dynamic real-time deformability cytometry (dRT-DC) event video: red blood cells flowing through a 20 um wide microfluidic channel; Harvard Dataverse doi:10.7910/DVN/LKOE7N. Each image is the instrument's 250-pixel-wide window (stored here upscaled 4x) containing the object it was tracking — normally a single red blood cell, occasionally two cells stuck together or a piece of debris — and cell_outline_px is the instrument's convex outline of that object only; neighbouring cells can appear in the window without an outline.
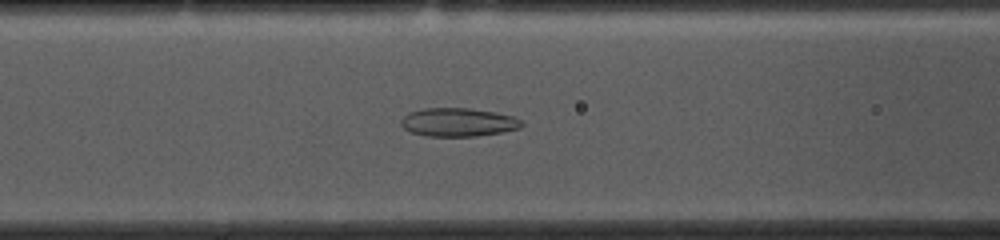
{"species": "common noctule bat (a hibernating species)", "species_latin": "Nyctalus noctula", "temperature_condition": "cold", "stored_images_in_passage": 49, "camera_frame_rate_fps": 3000, "um_per_image_px": 0.085, "animal": {"sex": "female", "body_mass_g": 10.0, "forearm_length_mm": 53.1}, "frame": {"image": 1, "passage_image": 16, "time_ms": 5.0, "image_size_px": [1000, 240], "cell_outline_px": [[524, 124], [520, 128], [500, 132], [476, 136], [428, 136], [412, 132], [404, 128], [400, 124], [400, 120], [408, 112], [424, 108], [468, 108], [496, 112], [512, 116], [520, 120]], "centroid_in_image_um": [38.93, 10.38], "position_along_channel_um": 127.7, "area_um2": 19.94}}
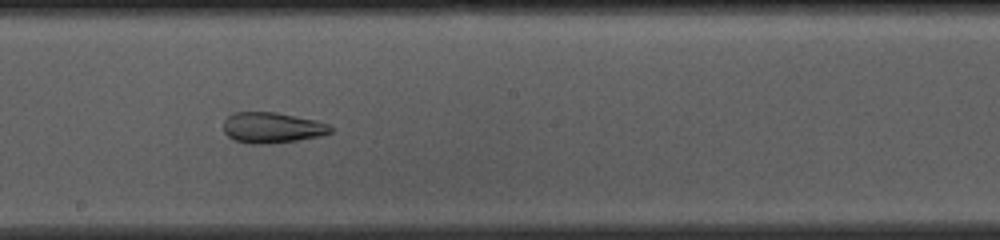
{"frame": {"image": 2, "passage_image": 24, "time_ms": 7.667, "image_size_px": [1000, 240], "cell_outline_px": [[332, 132], [320, 136], [300, 140], [268, 144], [252, 144], [232, 140], [224, 132], [224, 120], [232, 112], [276, 112], [316, 120], [328, 124], [332, 128]], "centroid_in_image_um": [23.11, 10.86], "position_along_channel_um": 225.1, "area_um2": 19.36}}
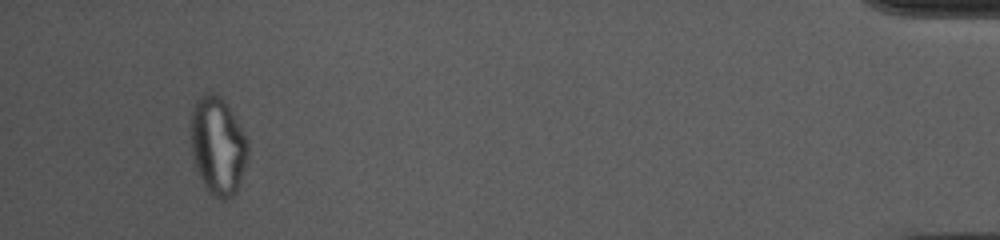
{"frame": {"image": 3, "passage_image": 46, "time_ms": 15.0, "image_size_px": [1000, 240], "cell_outline_px": [[248, 156], [236, 192], [228, 200], [220, 200], [208, 192], [196, 168], [192, 152], [192, 112], [196, 100], [204, 92], [212, 92], [220, 96], [228, 104], [244, 132], [248, 140]], "centroid_in_image_um": [18.54, 12.38], "position_along_channel_um": 416.7, "area_um2": 32.48}, "authors_computed_cell_mechanics": {"area_um2": 24.7962, "velocity_mm_per_s": 3.6522, "shape_relaxation_time_tau1_ms": null, "shape_relaxation_time_tau2_ms": 1.8561, "deformation_change_tau1": null, "deformation_change_tau2": 0.0985}}